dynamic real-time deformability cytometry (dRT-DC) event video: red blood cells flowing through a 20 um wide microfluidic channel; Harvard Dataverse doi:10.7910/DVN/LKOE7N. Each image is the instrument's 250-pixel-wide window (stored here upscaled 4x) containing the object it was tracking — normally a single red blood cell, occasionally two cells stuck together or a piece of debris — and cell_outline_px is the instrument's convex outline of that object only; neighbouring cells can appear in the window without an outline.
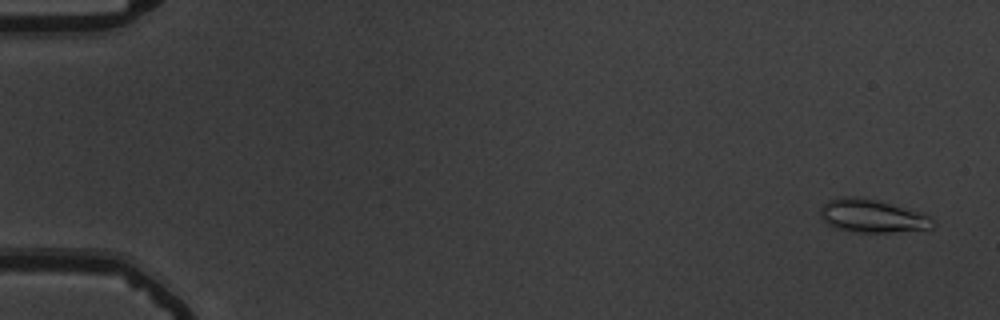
{"species": "common noctule bat (a hibernating species)", "species_latin": "Nyctalus noctula", "temperature_condition": "warm", "stored_images_in_passage": 6, "camera_frame_rate_fps": 3000, "um_per_image_px": 0.085, "animal": {"sex": "male", "body_mass_g": 19.5, "forearm_length_mm": 54.6}, "frame": {"image": 1, "passage_image": 1, "time_ms": 0.0, "image_size_px": [1000, 320], "cell_outline_px": [[936, 224], [932, 228], [888, 232], [856, 232], [836, 228], [828, 224], [820, 216], [820, 208], [828, 200], [844, 196], [852, 196], [880, 200], [920, 212], [932, 216]], "centroid_in_image_um": [74.16, 18.34], "position_along_channel_um": 10.8, "area_um2": 21.79}}